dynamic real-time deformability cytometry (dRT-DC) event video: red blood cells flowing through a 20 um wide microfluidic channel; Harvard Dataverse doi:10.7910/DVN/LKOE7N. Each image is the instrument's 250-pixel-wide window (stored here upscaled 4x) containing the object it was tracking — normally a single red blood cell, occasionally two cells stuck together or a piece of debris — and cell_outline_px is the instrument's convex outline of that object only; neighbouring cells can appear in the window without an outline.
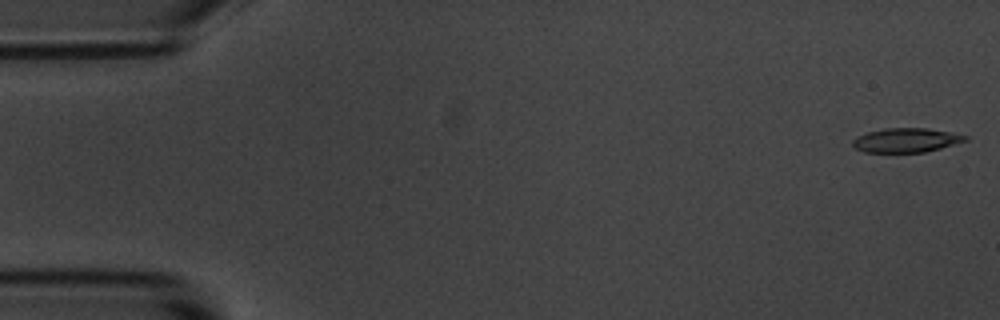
{"species": "common noctule bat (a hibernating species)", "species_latin": "Nyctalus noctula", "temperature_condition": "room temperature", "stored_images_in_passage": 5, "camera_frame_rate_fps": 3000, "um_per_image_px": 0.085, "animal": {"sex": "male", "body_mass_g": 20.1, "forearm_length_mm": 53.5}, "frame": {"image": 1, "passage_image": 1, "time_ms": 0.0, "image_size_px": [1000, 320], "cell_outline_px": [[968, 140], [940, 148], [924, 152], [864, 152], [856, 148], [852, 144], [852, 140], [856, 136], [868, 132], [884, 128], [928, 128], [968, 136]], "centroid_in_image_um": [76.99, 11.91], "position_along_channel_um": 8.0, "area_um2": 15.78}}
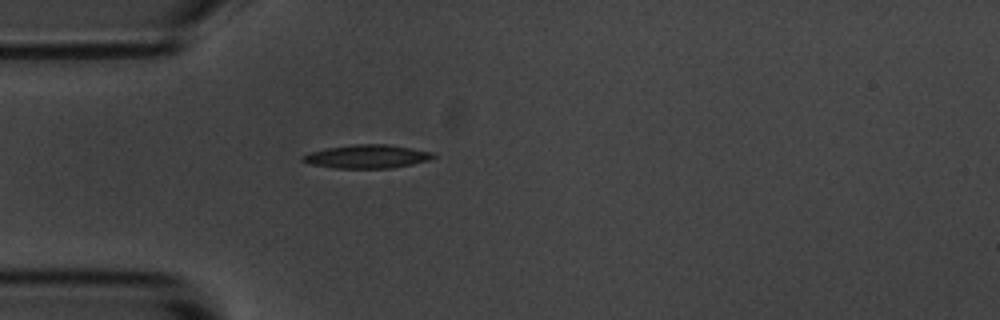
{"frame": {"image": 2, "passage_image": 5, "time_ms": 1.333, "image_size_px": [1000, 320], "cell_outline_px": [[436, 156], [428, 160], [412, 164], [392, 168], [332, 168], [308, 164], [300, 160], [300, 156], [308, 152], [324, 148], [356, 144], [388, 144], [432, 152]], "centroid_in_image_um": [31.11, 13.3], "position_along_channel_um": 53.9, "area_um2": 18.03}}